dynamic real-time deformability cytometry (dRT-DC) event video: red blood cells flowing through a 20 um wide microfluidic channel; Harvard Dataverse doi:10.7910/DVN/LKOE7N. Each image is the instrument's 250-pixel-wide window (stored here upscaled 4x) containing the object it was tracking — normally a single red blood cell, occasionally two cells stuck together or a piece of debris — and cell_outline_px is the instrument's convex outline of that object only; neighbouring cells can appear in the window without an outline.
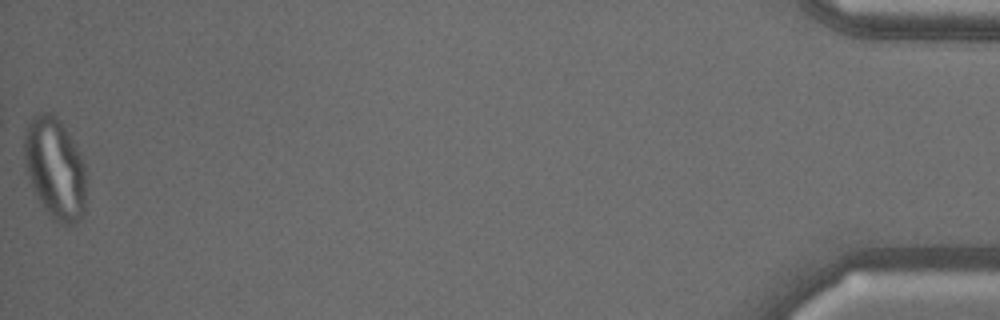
{"species": "common noctule bat (a hibernating species)", "species_latin": "Nyctalus noctula", "temperature_condition": "warm", "stored_images_in_passage": 55, "camera_frame_rate_fps": 3000, "um_per_image_px": 0.085, "animal": {"sex": "male", "body_mass_g": 18.8}, "frame": {"image": 1, "passage_image": 55, "time_ms": 18.0, "image_size_px": [1000, 320], "cell_outline_px": [[84, 212], [80, 220], [72, 224], [60, 224], [52, 220], [36, 196], [32, 188], [24, 168], [24, 128], [32, 116], [40, 112], [52, 112], [60, 120], [80, 152], [84, 160]], "centroid_in_image_um": [4.63, 14.29], "position_along_channel_um": 430.6, "area_um2": 36.99}}